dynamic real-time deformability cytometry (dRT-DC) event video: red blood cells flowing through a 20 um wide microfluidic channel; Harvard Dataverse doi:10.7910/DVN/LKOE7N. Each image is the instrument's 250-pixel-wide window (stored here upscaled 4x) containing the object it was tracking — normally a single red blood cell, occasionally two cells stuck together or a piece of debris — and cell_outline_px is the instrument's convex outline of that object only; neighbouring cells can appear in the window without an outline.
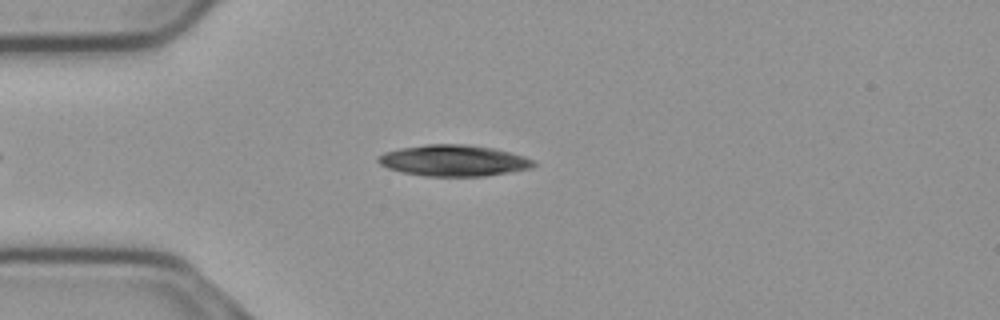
{"species": "common noctule bat (a hibernating species)", "species_latin": "Nyctalus noctula", "temperature_condition": "cold", "stored_images_in_passage": 50, "camera_frame_rate_fps": 3000, "um_per_image_px": 0.085, "animal": {"sex": "male", "body_mass_g": 23.1, "forearm_length_mm": 52.7}, "frame": {"image": 1, "passage_image": 10, "time_ms": 3.0, "image_size_px": [1000, 320], "cell_outline_px": [[536, 164], [528, 168], [508, 172], [484, 176], [424, 176], [404, 172], [388, 168], [380, 164], [376, 160], [384, 152], [400, 148], [428, 144], [464, 144], [492, 148], [524, 156], [532, 160]], "centroid_in_image_um": [38.52, 13.64], "position_along_channel_um": 46.5, "area_um2": 27.86}}
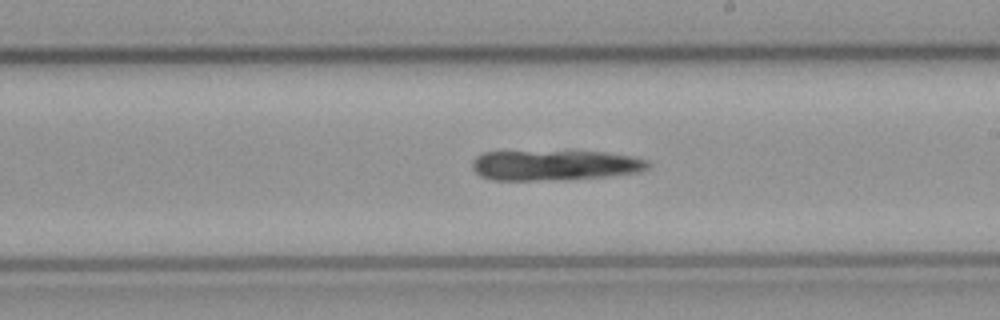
{"frame": {"image": 2, "passage_image": 27, "time_ms": 8.667, "image_size_px": [1000, 320], "cell_outline_px": [[652, 164], [648, 168], [640, 172], [608, 176], [536, 180], [492, 180], [480, 176], [472, 168], [472, 164], [476, 156], [484, 152], [604, 152], [628, 156], [648, 160]], "centroid_in_image_um": [47.15, 14.05], "position_along_channel_um": 241.9, "area_um2": 30.52}}
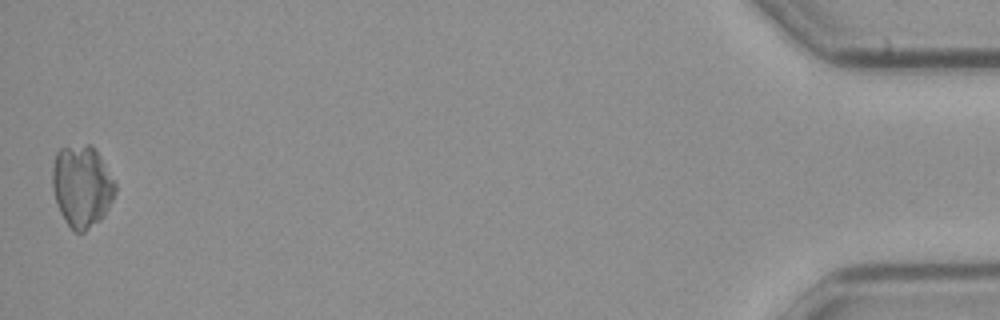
{"frame": {"image": 3, "passage_image": 50, "time_ms": 16.333, "image_size_px": [1000, 320], "cell_outline_px": [[116, 192], [104, 216], [100, 220], [84, 232], [76, 232], [64, 220], [56, 204], [52, 188], [52, 168], [56, 152], [60, 148], [88, 144], [92, 144], [100, 156], [116, 184]], "centroid_in_image_um": [6.95, 15.82], "position_along_channel_um": 428.3, "area_um2": 30.06}}